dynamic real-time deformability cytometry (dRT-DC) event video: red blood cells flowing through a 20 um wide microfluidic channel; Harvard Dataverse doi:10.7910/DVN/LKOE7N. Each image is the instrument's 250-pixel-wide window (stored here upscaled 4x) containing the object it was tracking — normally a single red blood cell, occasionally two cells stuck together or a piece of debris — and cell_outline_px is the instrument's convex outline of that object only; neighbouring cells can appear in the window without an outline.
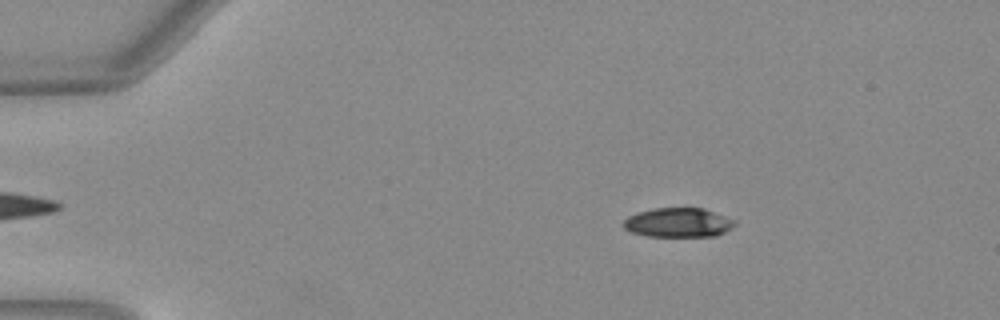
{"species": "Egyptian fruit bat (a non-hibernating species)", "species_latin": "Rousettus aegyptiacus", "temperature_condition": "warm", "stored_images_in_passage": 48, "camera_frame_rate_fps": 3000, "um_per_image_px": 0.085, "animal": {"sex": "female"}, "frame": {"image": 1, "passage_image": 5, "time_ms": 1.333, "image_size_px": [1000, 320], "cell_outline_px": [[736, 224], [724, 232], [716, 236], [648, 236], [632, 232], [624, 228], [624, 220], [628, 216], [636, 212], [656, 208], [704, 208], [736, 220]], "centroid_in_image_um": [57.66, 18.91], "position_along_channel_um": 27.3, "area_um2": 18.96}}
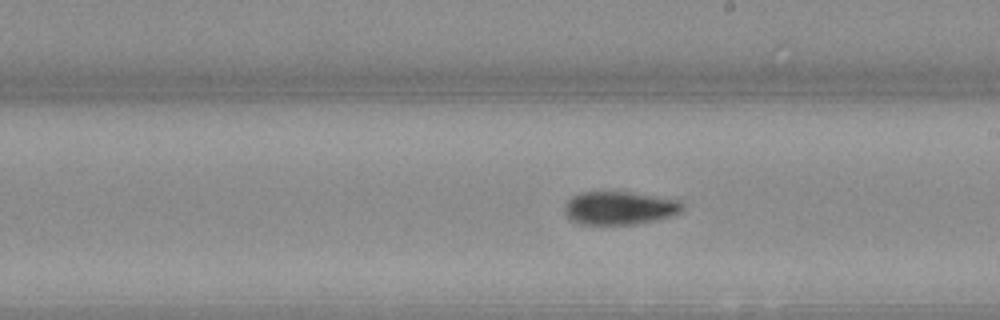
{"frame": {"image": 2, "passage_image": 26, "time_ms": 8.333, "image_size_px": [1000, 320], "cell_outline_px": [[684, 208], [680, 212], [672, 216], [636, 224], [580, 224], [572, 220], [568, 216], [564, 208], [568, 200], [572, 196], [580, 192], [600, 188], [632, 192], [680, 200], [684, 204]], "centroid_in_image_um": [52.65, 17.63], "position_along_channel_um": 236.3, "area_um2": 23.52}}
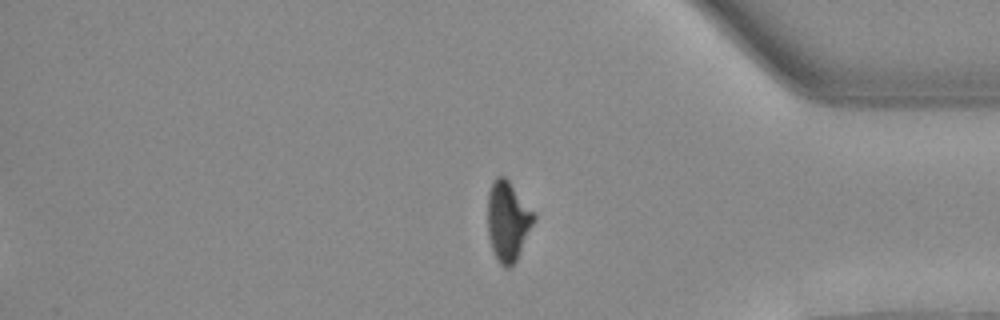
{"frame": {"image": 3, "passage_image": 39, "time_ms": 12.667, "image_size_px": [1000, 320], "cell_outline_px": [[536, 216], [516, 260], [512, 268], [504, 268], [496, 260], [492, 248], [488, 232], [488, 192], [496, 176], [504, 176], [508, 180]], "centroid_in_image_um": [43.14, 18.82], "position_along_channel_um": 392.1, "area_um2": 21.04}, "authors_computed_cell_mechanics": {"area_um2": 21.5305, "velocity_mm_per_s": 4.0407, "shape_relaxation_time_tau1_ms": 5.6035, "shape_relaxation_time_tau2_ms": 4.6262, "deformation_change_tau1": 0.1881, "deformation_change_tau2": 0.1179}}